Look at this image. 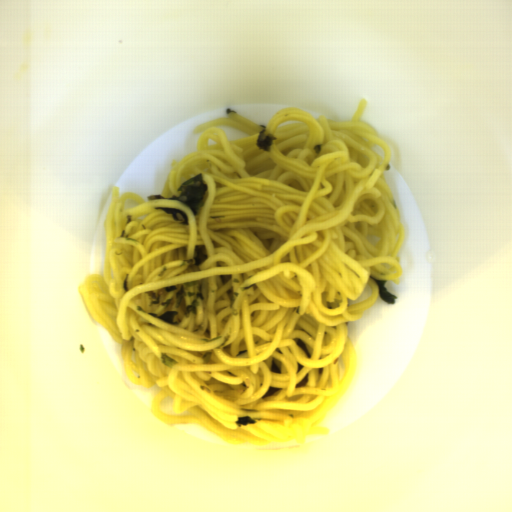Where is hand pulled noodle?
<instances>
[{
  "label": "hand pulled noodle",
  "instance_id": "obj_1",
  "mask_svg": "<svg viewBox=\"0 0 512 512\" xmlns=\"http://www.w3.org/2000/svg\"><path fill=\"white\" fill-rule=\"evenodd\" d=\"M276 111L266 126L270 152L258 148L261 126L229 113L195 126L196 151L171 169L160 195L145 200L112 186L103 229V276L85 275L79 295L90 316L119 343L128 380L160 386L150 413L165 426L195 423L219 439L257 446L310 434L354 380L357 358L349 322L378 301L373 280L400 285L405 229L384 171L394 150L371 124ZM289 120L304 123L278 124ZM215 126L251 136L228 140ZM384 148L382 157L370 148ZM201 173L208 190L195 216L170 198ZM154 207L185 211L190 224ZM367 234L379 236L374 246ZM209 258L194 266V247ZM205 302L190 318L175 292L198 291ZM369 284L373 294L356 300ZM179 311L173 326L147 313ZM161 352L180 362L172 370ZM173 398L176 413L160 404ZM255 425L239 427L237 416Z\"/></svg>",
  "mask_w": 512,
  "mask_h": 512
}]
</instances>
